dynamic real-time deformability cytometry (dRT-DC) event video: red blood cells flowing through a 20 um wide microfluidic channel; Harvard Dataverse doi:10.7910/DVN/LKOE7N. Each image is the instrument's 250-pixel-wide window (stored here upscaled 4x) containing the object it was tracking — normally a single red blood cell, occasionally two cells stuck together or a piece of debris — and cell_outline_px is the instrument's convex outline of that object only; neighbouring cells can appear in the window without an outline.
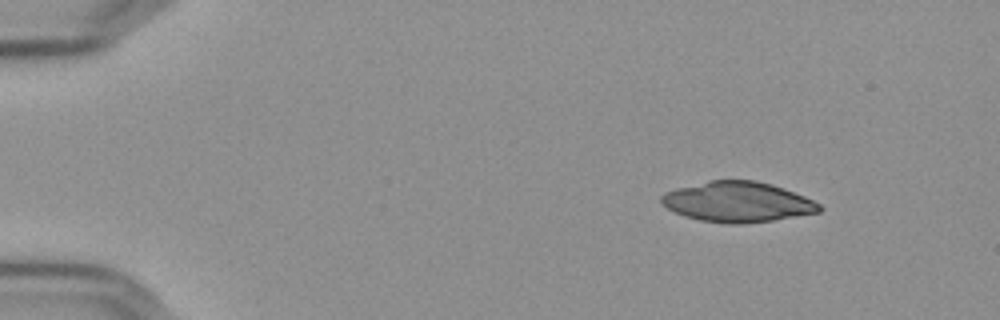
{"species": "Egyptian fruit bat (a non-hibernating species)", "species_latin": "Rousettus aegyptiacus", "temperature_condition": "cold", "stored_images_in_passage": 49, "camera_frame_rate_fps": 3000, "um_per_image_px": 0.085, "frame": {"image": 1, "passage_image": 1, "time_ms": 0.0, "image_size_px": [1000, 320], "cell_outline_px": [[824, 208], [820, 212], [772, 220], [740, 224], [728, 224], [700, 220], [684, 216], [668, 208], [660, 200], [660, 196], [664, 192], [676, 188], [708, 180], [756, 180], [772, 184], [784, 188], [804, 196], [820, 204]], "centroid_in_image_um": [62.69, 17.15], "position_along_channel_um": 22.3, "area_um2": 37.11}}